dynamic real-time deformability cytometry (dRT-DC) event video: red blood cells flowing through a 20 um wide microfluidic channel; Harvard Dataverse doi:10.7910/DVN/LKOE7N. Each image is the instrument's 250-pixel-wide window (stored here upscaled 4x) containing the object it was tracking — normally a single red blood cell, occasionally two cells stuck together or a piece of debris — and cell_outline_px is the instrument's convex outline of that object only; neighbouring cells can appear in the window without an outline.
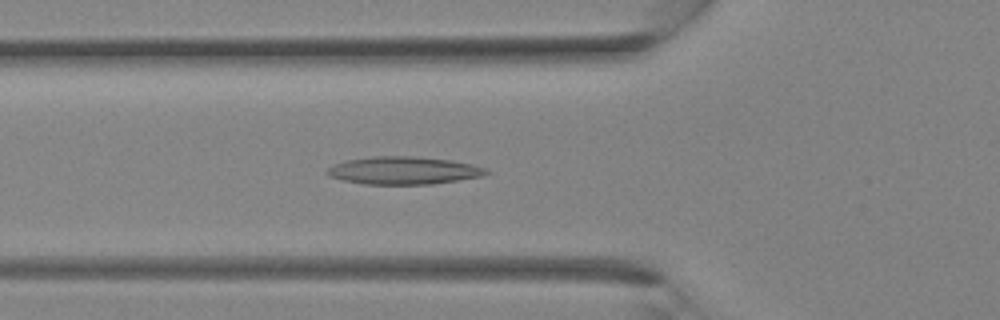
{"species": "Egyptian fruit bat (a non-hibernating species)", "species_latin": "Rousettus aegyptiacus", "temperature_condition": "room temperature", "stored_images_in_passage": 33, "camera_frame_rate_fps": 3000, "um_per_image_px": 0.085, "animal": {"sex": "female"}, "frame": {"image": 1, "passage_image": 11, "time_ms": 3.333, "image_size_px": [1000, 320], "cell_outline_px": [[492, 172], [480, 176], [432, 184], [364, 184], [344, 180], [328, 176], [324, 172], [332, 164], [348, 160], [372, 156], [412, 156], [452, 160], [472, 164], [484, 168]], "centroid_in_image_um": [34.27, 14.48], "position_along_channel_um": 91.5, "area_um2": 25.61}}
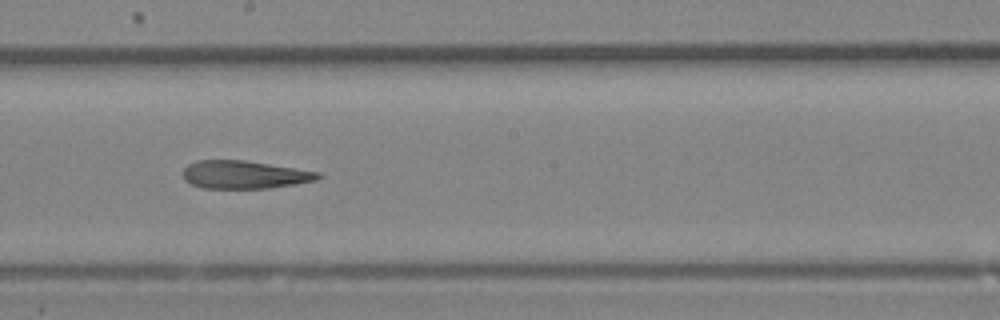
{"frame": {"image": 2, "passage_image": 18, "time_ms": 5.667, "image_size_px": [1000, 320], "cell_outline_px": [[324, 176], [316, 180], [296, 184], [268, 188], [200, 188], [184, 180], [184, 168], [188, 164], [196, 160], [244, 160], [320, 172]], "centroid_in_image_um": [20.78, 14.84], "position_along_channel_um": 227.4, "area_um2": 22.02}}
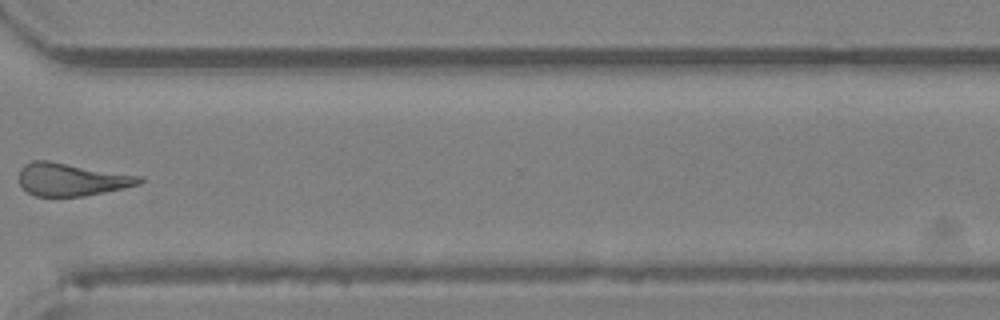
{"frame": {"image": 3, "passage_image": 25, "time_ms": 8.0, "image_size_px": [1000, 320], "cell_outline_px": [[144, 180], [140, 184], [124, 188], [84, 196], [36, 196], [28, 192], [20, 184], [20, 168], [24, 164], [32, 160], [48, 160], [144, 176]], "centroid_in_image_um": [6.12, 15.24], "position_along_channel_um": 364.5, "area_um2": 23.12}}